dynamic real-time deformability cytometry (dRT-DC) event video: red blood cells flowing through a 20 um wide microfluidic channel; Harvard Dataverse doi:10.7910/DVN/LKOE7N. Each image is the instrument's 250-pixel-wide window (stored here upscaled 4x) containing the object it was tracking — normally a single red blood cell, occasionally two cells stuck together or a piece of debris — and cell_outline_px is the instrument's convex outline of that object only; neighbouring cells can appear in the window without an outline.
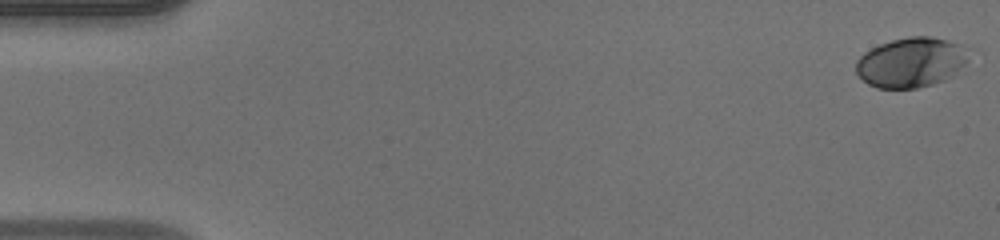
{"species": "human", "species_latin": "Homo sapiens", "temperature_condition": "warm", "stored_images_in_passage": 50, "camera_frame_rate_fps": 3000, "um_per_image_px": 0.085, "donor": {"sex": "male"}, "frame": {"image": 1, "passage_image": 1, "time_ms": 0.0, "image_size_px": [1000, 240], "cell_outline_px": [[968, 60], [964, 64], [944, 80], [932, 84], [916, 88], [876, 88], [868, 84], [856, 72], [856, 60], [864, 52], [880, 44], [892, 40], [912, 36], [928, 36], [944, 40], [956, 44]], "centroid_in_image_um": [77.33, 5.32], "position_along_channel_um": 7.7, "area_um2": 31.79}}
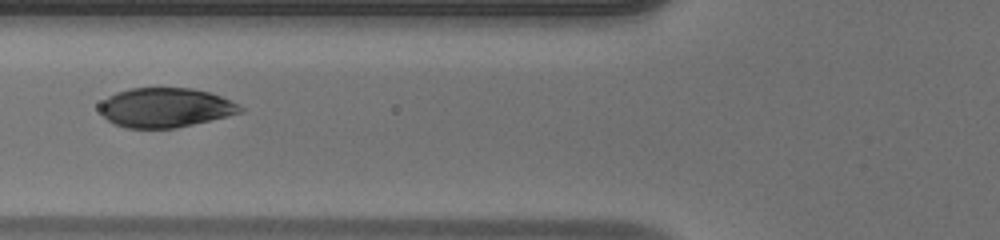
{"frame": {"image": 2, "passage_image": 20, "time_ms": 6.333, "image_size_px": [1000, 240], "cell_outline_px": [[244, 112], [228, 116], [176, 128], [128, 128], [116, 124], [108, 120], [100, 112], [100, 104], [108, 96], [116, 92], [132, 88], [192, 88], [208, 92], [220, 96], [244, 108]], "centroid_in_image_um": [14.06, 9.15], "position_along_channel_um": 111.7, "area_um2": 32.08}}
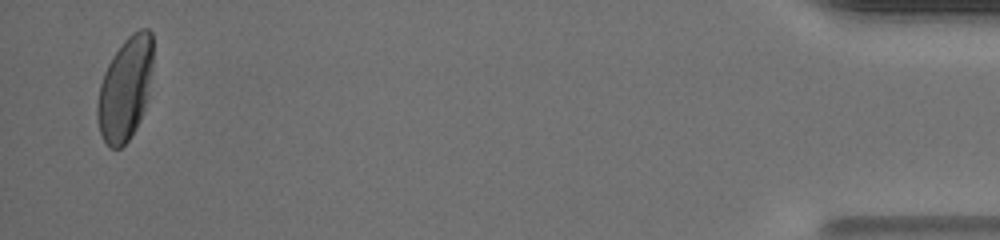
{"frame": {"image": 3, "passage_image": 49, "time_ms": 16.0, "image_size_px": [1000, 240], "cell_outline_px": [[152, 64], [148, 96], [140, 120], [136, 128], [128, 140], [120, 148], [112, 148], [104, 140], [100, 132], [96, 116], [96, 104], [100, 84], [104, 72], [112, 56], [124, 40], [132, 32], [140, 28], [148, 28], [152, 32]], "centroid_in_image_um": [10.63, 7.52], "position_along_channel_um": 424.6, "area_um2": 33.47}, "authors_computed_cell_mechanics": {"area_um2": 32.8015, "velocity_mm_per_s": 4.1242, "shape_relaxation_time_tau1_ms": 2.2915, "shape_relaxation_time_tau2_ms": null, "deformation_change_tau1": 0.1466, "deformation_change_tau2": null}}